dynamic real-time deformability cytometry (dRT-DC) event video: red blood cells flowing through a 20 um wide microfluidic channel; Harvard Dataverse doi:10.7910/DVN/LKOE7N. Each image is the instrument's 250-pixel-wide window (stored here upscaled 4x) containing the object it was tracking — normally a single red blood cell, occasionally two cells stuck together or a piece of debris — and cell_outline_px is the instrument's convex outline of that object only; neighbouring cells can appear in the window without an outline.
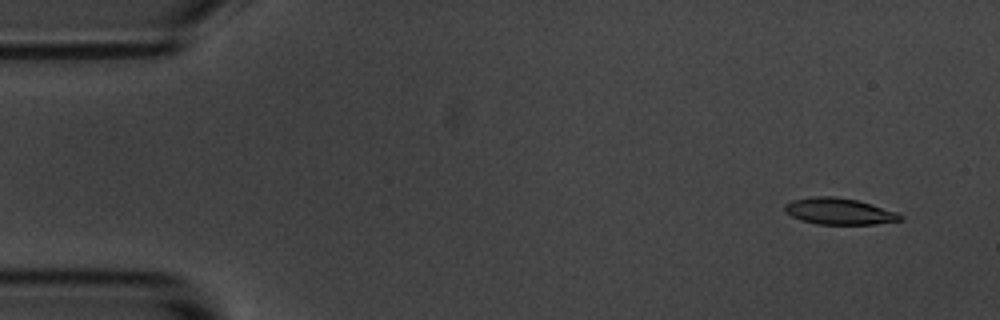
{"species": "common noctule bat (a hibernating species)", "species_latin": "Nyctalus noctula", "temperature_condition": "room temperature", "stored_images_in_passage": 10, "camera_frame_rate_fps": 3000, "um_per_image_px": 0.085, "animal": {"sex": "male", "body_mass_g": 20.1, "forearm_length_mm": 53.5}, "frame": {"image": 1, "passage_image": 1, "time_ms": 0.0, "image_size_px": [1000, 320], "cell_outline_px": [[904, 220], [876, 224], [816, 224], [800, 220], [792, 216], [784, 208], [784, 204], [792, 200], [812, 196], [832, 196], [856, 200], [872, 204], [896, 212], [904, 216]], "centroid_in_image_um": [71.34, 17.96], "position_along_channel_um": 13.7, "area_um2": 17.8}}
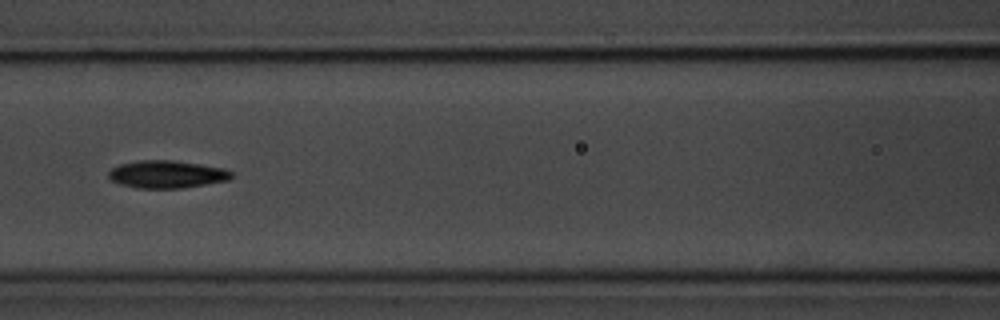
{"frame": {"image": 2, "passage_image": 7, "time_ms": 6.667, "image_size_px": [1000, 320], "cell_outline_px": [[232, 176], [228, 180], [180, 188], [136, 188], [120, 184], [112, 180], [108, 176], [108, 172], [112, 168], [120, 164], [140, 160], [172, 160], [200, 164], [224, 168], [232, 172]], "centroid_in_image_um": [14.16, 14.81], "position_along_channel_um": 152.4, "area_um2": 19.59}}
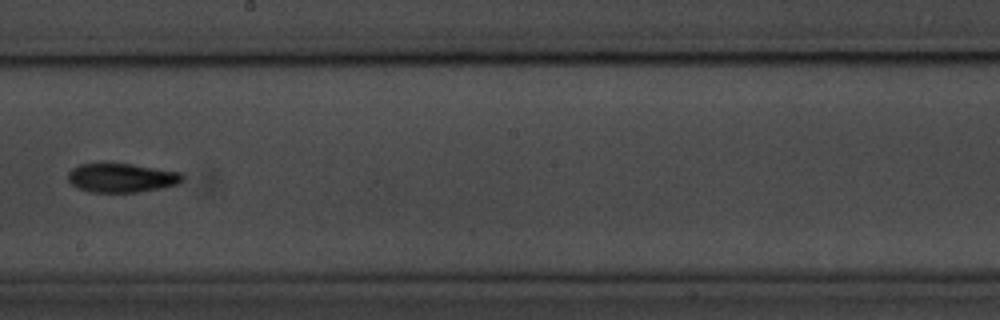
{"frame": {"image": 3, "passage_image": 9, "time_ms": 9.0, "image_size_px": [1000, 320], "cell_outline_px": [[184, 180], [180, 184], [164, 188], [140, 192], [88, 192], [76, 188], [68, 180], [68, 172], [72, 168], [80, 164], [132, 164], [180, 172], [184, 176]], "centroid_in_image_um": [10.37, 15.13], "position_along_channel_um": 237.8, "area_um2": 19.54}}